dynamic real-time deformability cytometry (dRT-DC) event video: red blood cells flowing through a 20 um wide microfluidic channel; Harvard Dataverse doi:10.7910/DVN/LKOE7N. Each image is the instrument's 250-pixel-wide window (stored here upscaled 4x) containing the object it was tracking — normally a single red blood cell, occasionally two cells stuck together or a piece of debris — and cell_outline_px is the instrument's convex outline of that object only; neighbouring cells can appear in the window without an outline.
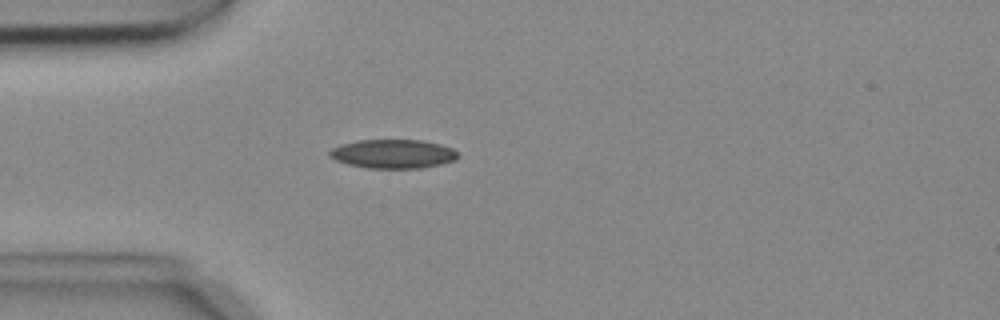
{"species": "common noctule bat (a hibernating species)", "species_latin": "Nyctalus noctula", "temperature_condition": "cold", "stored_images_in_passage": 3, "camera_frame_rate_fps": 3000, "um_per_image_px": 0.085, "animal": {"sex": "female", "body_mass_g": 18.4}, "frame": {"image": 1, "passage_image": 3, "time_ms": 0.667, "image_size_px": [1000, 320], "cell_outline_px": [[460, 156], [456, 160], [440, 164], [420, 168], [368, 168], [348, 164], [336, 160], [328, 156], [328, 152], [332, 148], [340, 144], [356, 140], [424, 140], [440, 144], [452, 148]], "centroid_in_image_um": [33.4, 13.07], "position_along_channel_um": 51.6, "area_um2": 21.73}}